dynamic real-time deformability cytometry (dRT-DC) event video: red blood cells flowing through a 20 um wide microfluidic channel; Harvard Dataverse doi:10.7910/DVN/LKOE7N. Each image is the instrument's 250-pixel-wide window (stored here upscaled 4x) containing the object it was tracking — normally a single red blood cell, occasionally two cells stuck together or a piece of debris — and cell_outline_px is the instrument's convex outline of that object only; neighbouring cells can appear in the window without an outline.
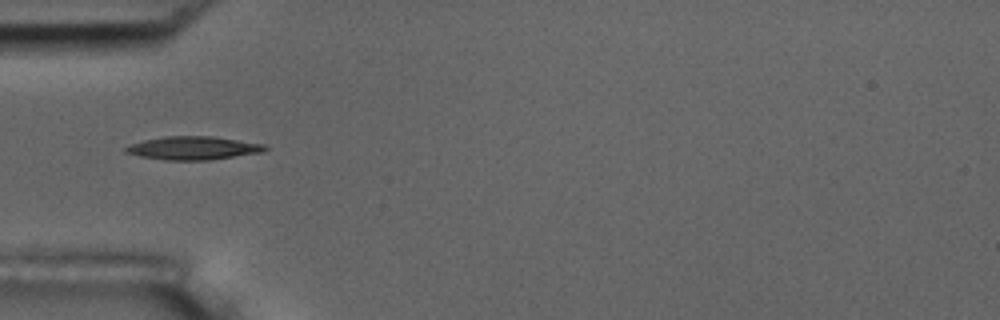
{"species": "common noctule bat (a hibernating species)", "species_latin": "Nyctalus noctula", "temperature_condition": "room temperature", "stored_images_in_passage": 7, "camera_frame_rate_fps": 3000, "um_per_image_px": 0.085, "animal": {"sex": "male", "body_mass_g": 17.5, "forearm_length_mm": 52.3}, "frame": {"image": 1, "passage_image": 4, "time_ms": 3.333, "image_size_px": [1000, 320], "cell_outline_px": [[268, 148], [264, 152], [208, 160], [164, 160], [140, 156], [124, 152], [124, 148], [132, 144], [144, 140], [164, 136], [212, 136], [264, 144]], "centroid_in_image_um": [16.43, 12.58], "position_along_channel_um": 68.6, "area_um2": 18.84}}
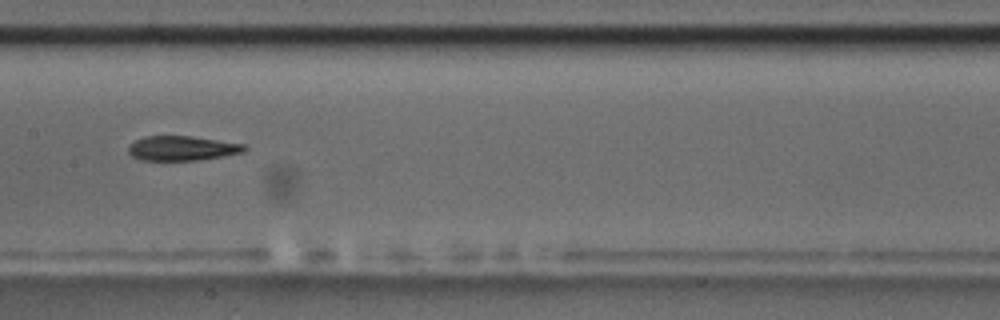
{"frame": {"image": 2, "passage_image": 7, "time_ms": 6.667, "image_size_px": [1000, 320], "cell_outline_px": [[248, 148], [244, 152], [200, 160], [140, 160], [132, 156], [128, 152], [128, 148], [136, 140], [144, 136], [192, 136], [244, 144]], "centroid_in_image_um": [15.49, 12.6], "position_along_channel_um": 191.9, "area_um2": 16.59}}